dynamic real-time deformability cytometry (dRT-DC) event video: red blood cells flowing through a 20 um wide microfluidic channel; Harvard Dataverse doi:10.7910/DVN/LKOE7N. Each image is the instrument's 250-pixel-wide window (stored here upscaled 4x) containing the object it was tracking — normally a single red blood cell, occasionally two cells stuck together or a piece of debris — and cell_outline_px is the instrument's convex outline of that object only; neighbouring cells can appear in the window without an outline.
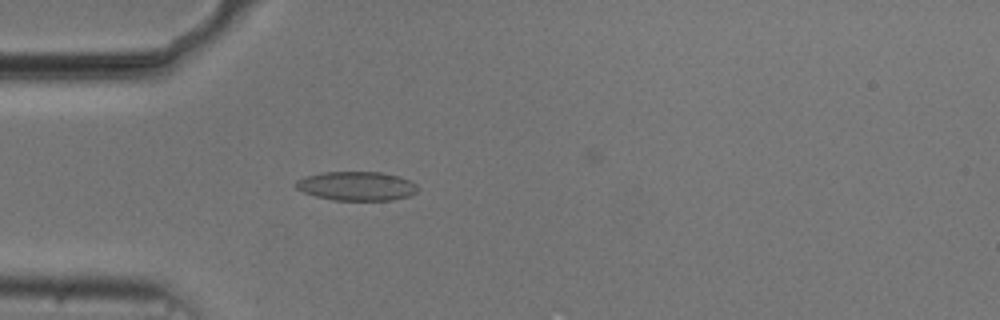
{"species": "common noctule bat (a hibernating species)", "species_latin": "Nyctalus noctula", "temperature_condition": "cold", "stored_images_in_passage": 54, "camera_frame_rate_fps": 3000, "um_per_image_px": 0.085, "animal": {"sex": "male", "body_mass_g": 20.5, "forearm_length_mm": 52.5}, "frame": {"image": 1, "passage_image": 16, "time_ms": 5.0, "image_size_px": [1000, 320], "cell_outline_px": [[420, 188], [416, 192], [408, 196], [392, 200], [336, 200], [316, 196], [304, 192], [296, 188], [292, 184], [296, 180], [304, 176], [324, 172], [380, 172], [400, 176], [416, 184]], "centroid_in_image_um": [30.3, 15.81], "position_along_channel_um": 54.7, "area_um2": 20.69}}
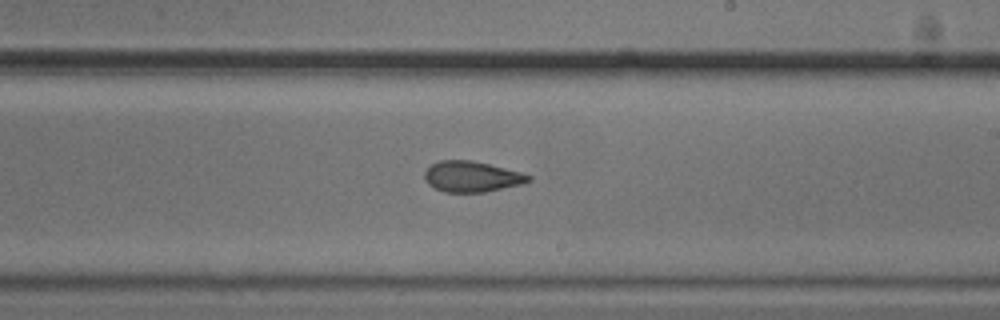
{"frame": {"image": 2, "passage_image": 32, "time_ms": 10.333, "image_size_px": [1000, 320], "cell_outline_px": [[532, 180], [524, 184], [484, 192], [444, 192], [428, 184], [424, 180], [424, 172], [432, 164], [440, 160], [472, 160], [520, 172], [532, 176]], "centroid_in_image_um": [40.1, 15.01], "position_along_channel_um": 248.9, "area_um2": 18.61}}
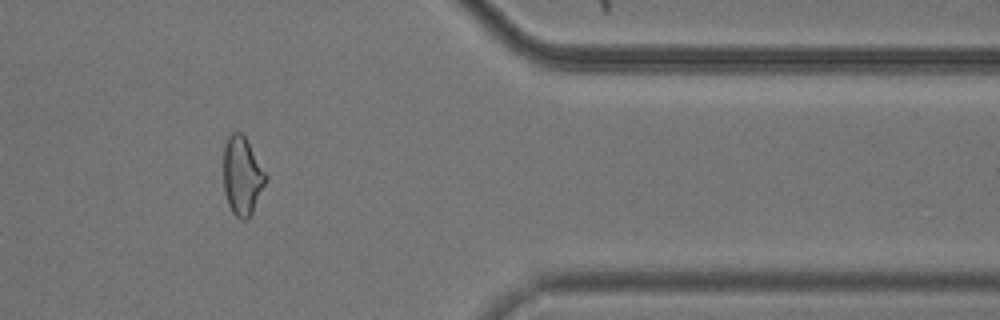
{"frame": {"image": 3, "passage_image": 45, "time_ms": 14.667, "image_size_px": [1000, 320], "cell_outline_px": [[268, 176], [252, 212], [248, 220], [240, 220], [232, 212], [228, 204], [224, 192], [224, 144], [228, 136], [232, 132], [240, 132], [244, 136]], "centroid_in_image_um": [20.57, 14.96], "position_along_channel_um": 390.8, "area_um2": 19.13}, "authors_computed_cell_mechanics": {"area_um2": 19.7965, "velocity_mm_per_s": 3.7528, "shape_relaxation_time_tau1_ms": null, "shape_relaxation_time_tau2_ms": 2.3028, "deformation_change_tau1": null, "deformation_change_tau2": 0.0952}}